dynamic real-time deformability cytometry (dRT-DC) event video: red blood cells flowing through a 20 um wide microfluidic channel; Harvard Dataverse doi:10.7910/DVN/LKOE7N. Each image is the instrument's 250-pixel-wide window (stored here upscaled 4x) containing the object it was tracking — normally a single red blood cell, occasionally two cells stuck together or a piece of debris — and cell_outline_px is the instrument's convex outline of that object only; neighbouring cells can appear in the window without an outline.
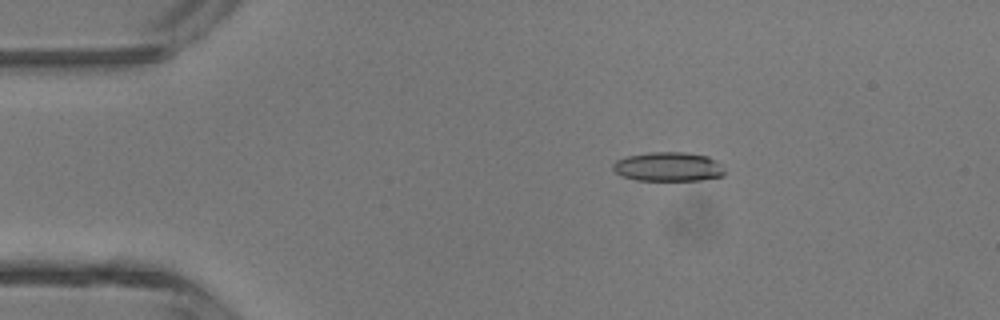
{"species": "common noctule bat (a hibernating species)", "species_latin": "Nyctalus noctula", "temperature_condition": "room temperature", "stored_images_in_passage": 47, "camera_frame_rate_fps": 3000, "um_per_image_px": 0.085, "animal": {"sex": "male", "body_mass_g": 13.3}, "frame": {"image": 1, "passage_image": 9, "time_ms": 2.667, "image_size_px": [1000, 320], "cell_outline_px": [[724, 176], [700, 180], [636, 180], [620, 176], [612, 168], [612, 164], [616, 160], [628, 156], [652, 152], [684, 152], [708, 156], [720, 164], [724, 172]], "centroid_in_image_um": [56.78, 14.18], "position_along_channel_um": 28.2, "area_um2": 18.96}}
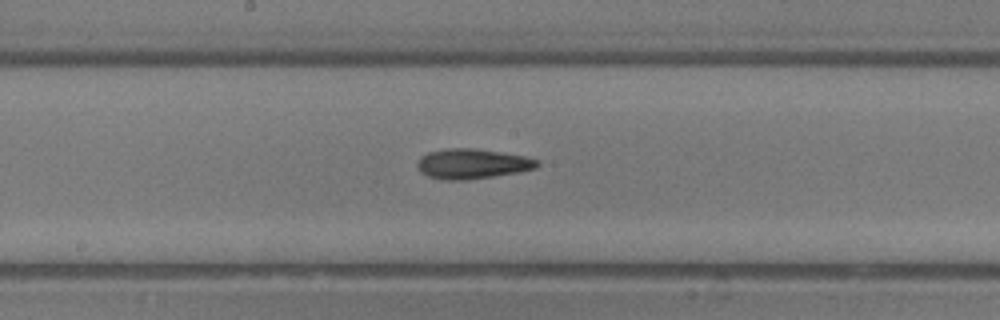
{"frame": {"image": 2, "passage_image": 25, "time_ms": 8.0, "image_size_px": [1000, 320], "cell_outline_px": [[540, 164], [536, 168], [520, 172], [464, 180], [444, 180], [428, 176], [420, 172], [416, 168], [416, 164], [420, 156], [428, 152], [448, 148], [476, 148], [524, 156], [540, 160]], "centroid_in_image_um": [40.12, 13.92], "position_along_channel_um": 208.1, "area_um2": 21.1}}
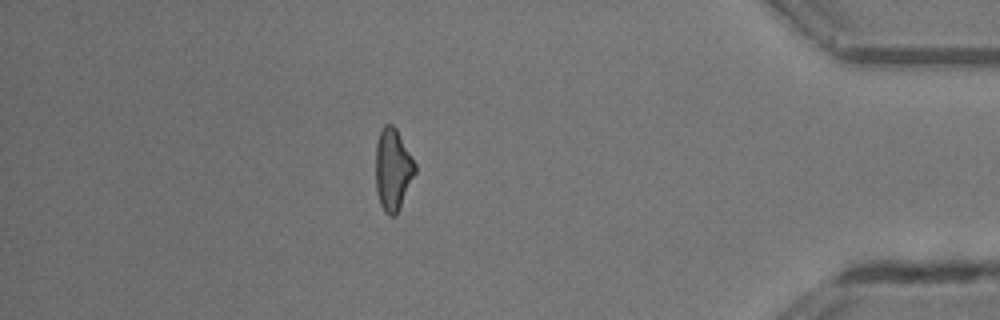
{"frame": {"image": 3, "passage_image": 41, "time_ms": 13.333, "image_size_px": [1000, 320], "cell_outline_px": [[416, 172], [400, 208], [396, 216], [388, 216], [384, 212], [380, 204], [376, 192], [376, 144], [380, 132], [384, 124], [392, 124], [396, 128], [416, 164]], "centroid_in_image_um": [33.39, 14.44], "position_along_channel_um": 401.8, "area_um2": 18.9}, "authors_computed_cell_mechanics": {"area_um2": 19.4208, "velocity_mm_per_s": 4.4691, "shape_relaxation_time_tau1_ms": 8.8358, "shape_relaxation_time_tau2_ms": 5.7864, "deformation_change_tau1": 0.2166, "deformation_change_tau2": 0.1929}}